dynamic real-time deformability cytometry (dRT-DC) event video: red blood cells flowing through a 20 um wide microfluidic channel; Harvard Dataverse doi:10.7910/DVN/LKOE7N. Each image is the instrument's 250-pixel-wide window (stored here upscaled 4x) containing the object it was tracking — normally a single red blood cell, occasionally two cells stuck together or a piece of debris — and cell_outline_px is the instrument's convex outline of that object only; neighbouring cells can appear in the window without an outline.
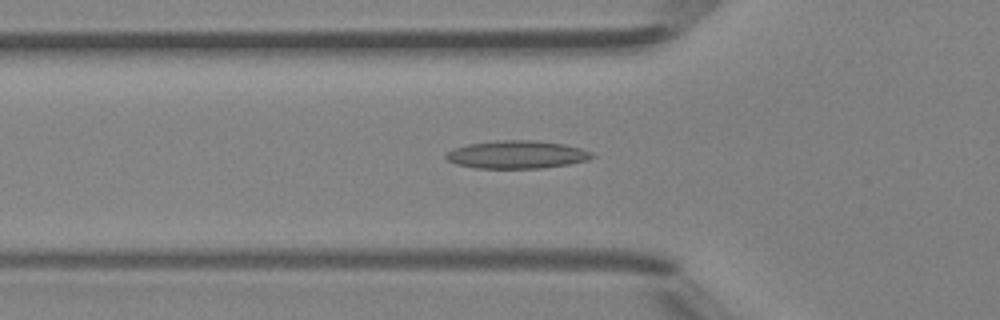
{"species": "Egyptian fruit bat (a non-hibernating species)", "species_latin": "Rousettus aegyptiacus", "temperature_condition": "room temperature", "stored_images_in_passage": 33, "camera_frame_rate_fps": 3000, "um_per_image_px": 0.085, "animal": {"sex": "female"}, "frame": {"image": 1, "passage_image": 2, "time_ms": 0.333, "image_size_px": [1000, 320], "cell_outline_px": [[596, 156], [588, 160], [568, 164], [540, 168], [476, 168], [456, 164], [448, 160], [444, 156], [452, 148], [468, 144], [496, 140], [536, 140], [564, 144], [580, 148], [592, 152]], "centroid_in_image_um": [43.93, 13.13], "position_along_channel_um": 81.9, "area_um2": 23.81}}
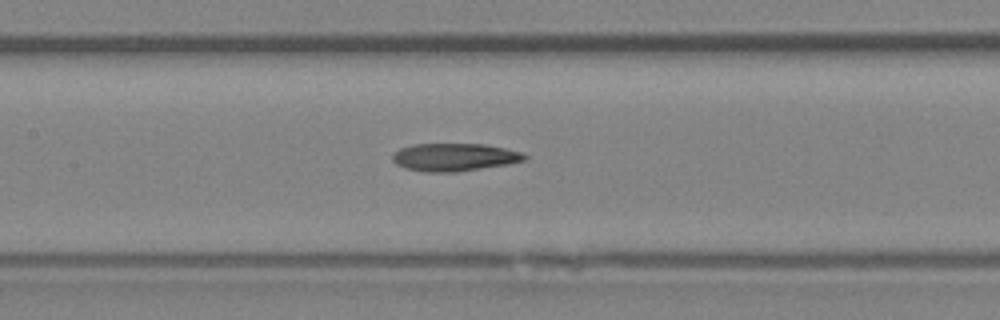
{"frame": {"image": 2, "passage_image": 8, "time_ms": 2.333, "image_size_px": [1000, 320], "cell_outline_px": [[528, 156], [524, 160], [508, 164], [456, 172], [424, 172], [404, 168], [396, 164], [392, 160], [392, 156], [400, 148], [412, 144], [484, 144], [524, 152]], "centroid_in_image_um": [38.62, 13.36], "position_along_channel_um": 168.8, "area_um2": 21.44}}
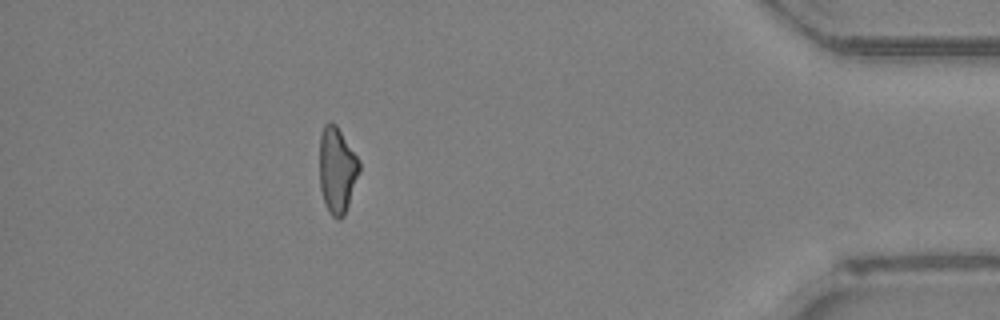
{"frame": {"image": 3, "passage_image": 28, "time_ms": 9.0, "image_size_px": [1000, 320], "cell_outline_px": [[360, 172], [344, 216], [340, 220], [336, 220], [328, 212], [324, 204], [320, 188], [320, 136], [324, 124], [328, 120], [332, 120], [336, 124], [360, 160]], "centroid_in_image_um": [28.65, 14.45], "position_along_channel_um": 406.5, "area_um2": 20.35}, "authors_computed_cell_mechanics": {"area_um2": 20.808, "velocity_mm_per_s": 4.3525, "shape_relaxation_time_tau1_ms": null, "shape_relaxation_time_tau2_ms": 3.8826, "deformation_change_tau1": null, "deformation_change_tau2": 0.1453}}